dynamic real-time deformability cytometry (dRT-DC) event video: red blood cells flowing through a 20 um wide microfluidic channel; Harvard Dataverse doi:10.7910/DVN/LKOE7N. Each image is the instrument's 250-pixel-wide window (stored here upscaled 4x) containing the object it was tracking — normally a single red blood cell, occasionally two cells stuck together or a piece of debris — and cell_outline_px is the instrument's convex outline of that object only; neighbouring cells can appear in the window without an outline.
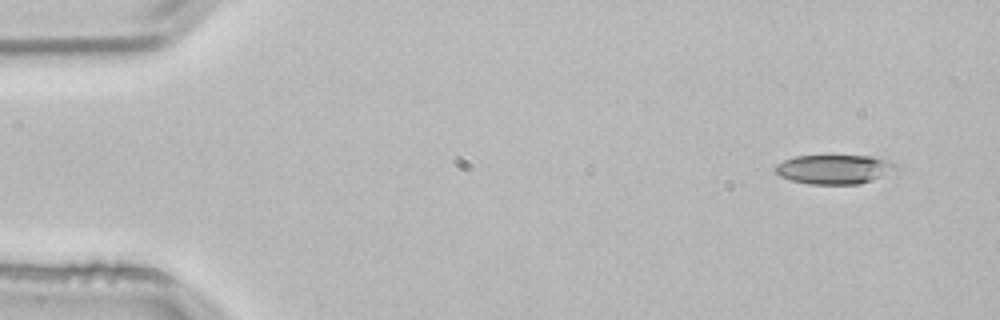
{"species": "common noctule bat (a hibernating species)", "species_latin": "Nyctalus noctula", "temperature_condition": "room temperature", "stored_images_in_passage": 4, "segment_of_instrument_passage": [1, 2], "camera_frame_rate_fps": 3000, "um_per_image_px": 0.085, "animal": {"sex": "male", "body_mass_g": 21.5, "forearm_length_mm": 52.0}, "frame": {"image": 1, "passage_image": 1, "time_ms": 0.0, "image_size_px": [1000, 320], "cell_outline_px": [[896, 168], [872, 180], [860, 184], [808, 184], [792, 180], [780, 176], [772, 168], [776, 164], [784, 160], [796, 156], [872, 156], [888, 160], [896, 164]], "centroid_in_image_um": [70.85, 14.39], "position_along_channel_um": 14.2, "area_um2": 20.35}}
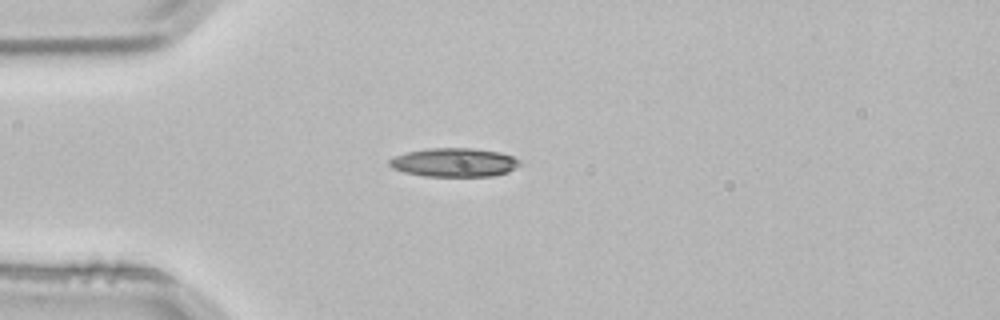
{"frame": {"image": 2, "passage_image": 3, "time_ms": 0.667, "image_size_px": [1000, 320], "cell_outline_px": [[520, 164], [508, 172], [492, 176], [424, 176], [404, 172], [392, 168], [388, 164], [388, 160], [396, 156], [408, 152], [428, 148], [472, 148], [500, 152], [512, 156], [520, 160]], "centroid_in_image_um": [38.6, 13.8], "position_along_channel_um": 46.4, "area_um2": 21.79}}